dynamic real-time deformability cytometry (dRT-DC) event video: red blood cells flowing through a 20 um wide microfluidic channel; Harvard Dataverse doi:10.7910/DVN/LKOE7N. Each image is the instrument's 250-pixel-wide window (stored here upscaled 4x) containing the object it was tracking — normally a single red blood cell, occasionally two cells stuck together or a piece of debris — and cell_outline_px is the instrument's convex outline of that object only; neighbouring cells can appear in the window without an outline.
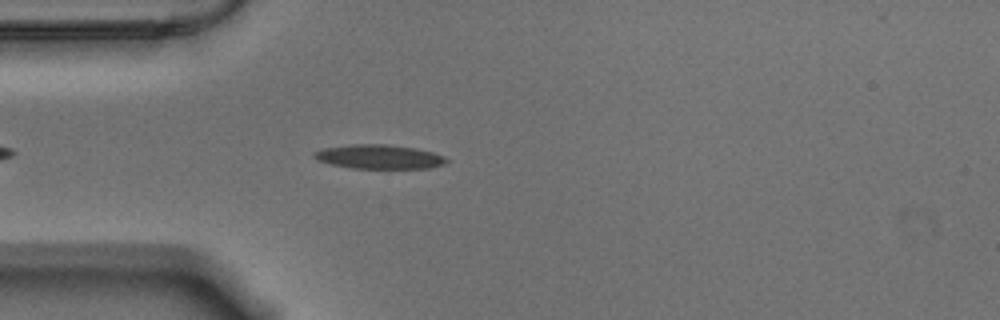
{"species": "Egyptian fruit bat (a non-hibernating species)", "species_latin": "Rousettus aegyptiacus", "temperature_condition": "warm", "stored_images_in_passage": 44, "camera_frame_rate_fps": 3000, "um_per_image_px": 0.085, "animal": {"sex": "male"}, "frame": {"image": 1, "passage_image": 3, "time_ms": 0.667, "image_size_px": [1000, 320], "cell_outline_px": [[448, 160], [444, 164], [432, 168], [352, 168], [332, 164], [316, 160], [312, 156], [312, 152], [324, 148], [352, 144], [388, 144], [416, 148], [432, 152], [444, 156]], "centroid_in_image_um": [32.21, 13.32], "position_along_channel_um": 52.8, "area_um2": 18.67}}
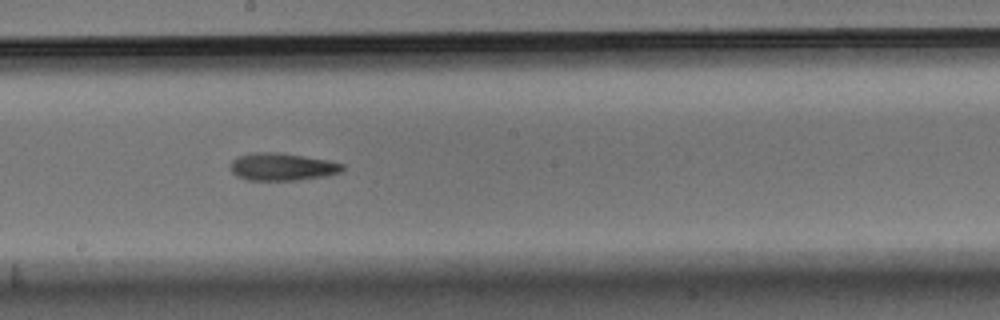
{"frame": {"image": 2, "passage_image": 18, "time_ms": 5.667, "image_size_px": [1000, 320], "cell_outline_px": [[344, 168], [340, 172], [324, 176], [296, 180], [248, 180], [236, 176], [228, 168], [228, 164], [232, 160], [240, 156], [252, 152], [276, 152], [304, 156], [328, 160], [344, 164]], "centroid_in_image_um": [23.93, 14.17], "position_along_channel_um": 224.3, "area_um2": 18.03}}
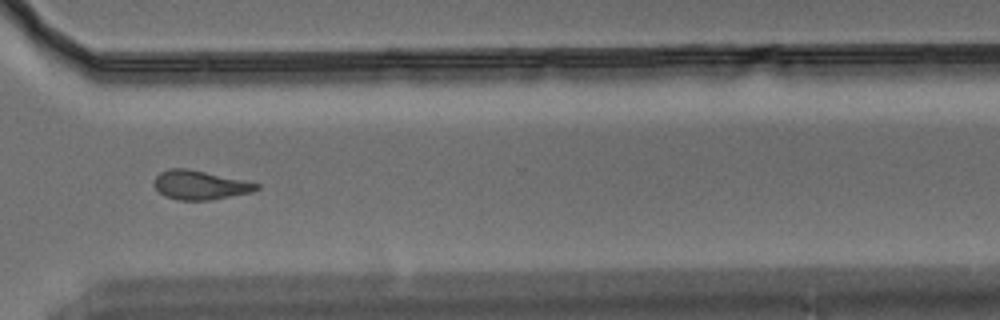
{"frame": {"image": 3, "passage_image": 29, "time_ms": 9.333, "image_size_px": [1000, 320], "cell_outline_px": [[260, 188], [252, 192], [212, 200], [176, 200], [164, 196], [152, 184], [152, 180], [160, 172], [168, 168], [184, 168], [244, 180], [260, 184]], "centroid_in_image_um": [16.97, 15.74], "position_along_channel_um": 353.6, "area_um2": 17.4}, "authors_computed_cell_mechanics": {"area_um2": 17.7735, "velocity_mm_per_s": 3.5316, "shape_relaxation_time_tau1_ms": null, "shape_relaxation_time_tau2_ms": 10.6964, "deformation_change_tau1": null, "deformation_change_tau2": 0.2147}}